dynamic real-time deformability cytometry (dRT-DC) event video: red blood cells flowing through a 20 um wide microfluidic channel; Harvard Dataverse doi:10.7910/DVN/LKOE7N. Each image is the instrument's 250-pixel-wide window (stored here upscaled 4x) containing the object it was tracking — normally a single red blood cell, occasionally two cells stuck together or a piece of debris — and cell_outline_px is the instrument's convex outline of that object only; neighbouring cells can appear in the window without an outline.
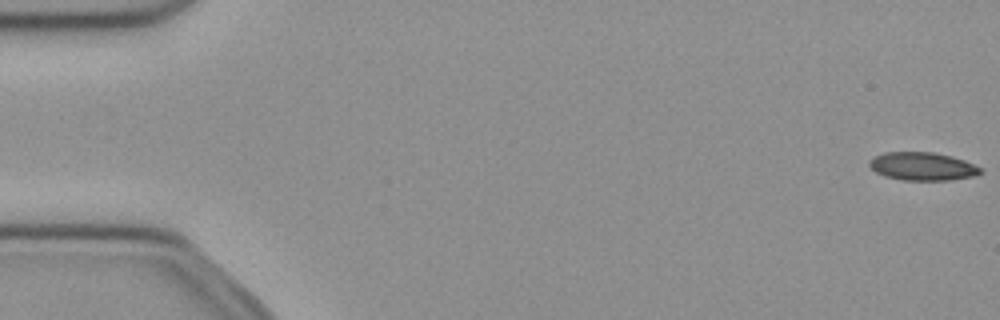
{"species": "common noctule bat (a hibernating species)", "species_latin": "Nyctalus noctula", "temperature_condition": "cold", "stored_images_in_passage": 10, "camera_frame_rate_fps": 3000, "um_per_image_px": 0.085, "animal": {"sex": "female", "body_mass_g": 21.9}, "frame": {"image": 1, "passage_image": 1, "time_ms": 0.0, "image_size_px": [1000, 320], "cell_outline_px": [[984, 172], [976, 176], [952, 180], [900, 180], [884, 176], [876, 172], [868, 164], [868, 160], [872, 156], [884, 152], [932, 152], [952, 156], [964, 160], [980, 168]], "centroid_in_image_um": [78.39, 14.14], "position_along_channel_um": 6.6, "area_um2": 18.44}}